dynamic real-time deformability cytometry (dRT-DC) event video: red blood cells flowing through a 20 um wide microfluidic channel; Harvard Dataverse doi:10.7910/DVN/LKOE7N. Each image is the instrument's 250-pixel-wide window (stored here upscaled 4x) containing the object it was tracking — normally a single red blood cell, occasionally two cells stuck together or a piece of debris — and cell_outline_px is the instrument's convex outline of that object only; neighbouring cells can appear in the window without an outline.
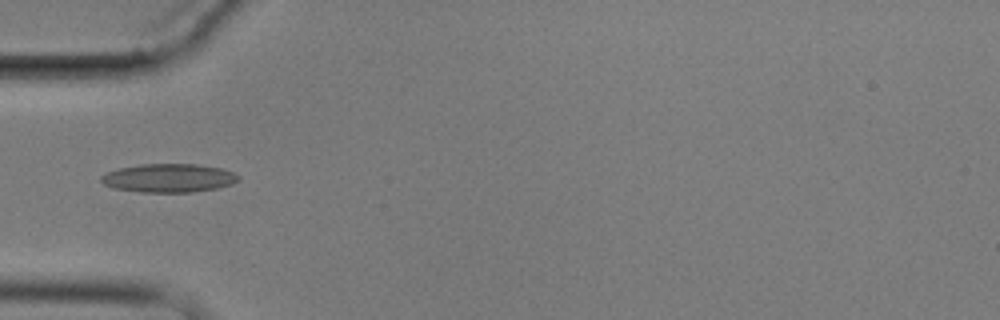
{"species": "common noctule bat (a hibernating species)", "species_latin": "Nyctalus noctula", "temperature_condition": "cold", "stored_images_in_passage": 15, "camera_frame_rate_fps": 3000, "um_per_image_px": 0.085, "animal": {"sex": "male", "body_mass_g": 17.9}, "frame": {"image": 1, "passage_image": 5, "time_ms": 5.667, "image_size_px": [1000, 320], "cell_outline_px": [[240, 180], [232, 184], [216, 188], [192, 192], [140, 192], [116, 188], [104, 184], [100, 180], [100, 176], [108, 172], [120, 168], [140, 164], [196, 164], [220, 168], [232, 172], [240, 176]], "centroid_in_image_um": [14.36, 15.13], "position_along_channel_um": 70.6, "area_um2": 22.72}}
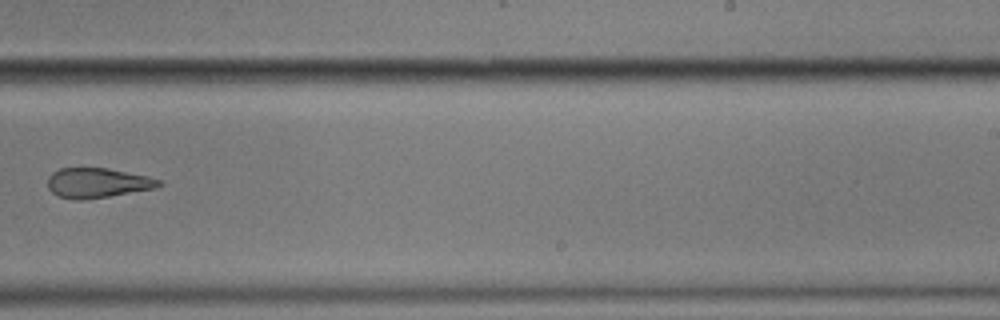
{"frame": {"image": 2, "passage_image": 10, "time_ms": 11.667, "image_size_px": [1000, 320], "cell_outline_px": [[164, 184], [156, 188], [84, 200], [72, 200], [60, 196], [52, 192], [48, 188], [48, 176], [52, 172], [60, 168], [108, 168], [148, 176], [160, 180]], "centroid_in_image_um": [8.28, 15.54], "position_along_channel_um": 280.7, "area_um2": 19.36}}
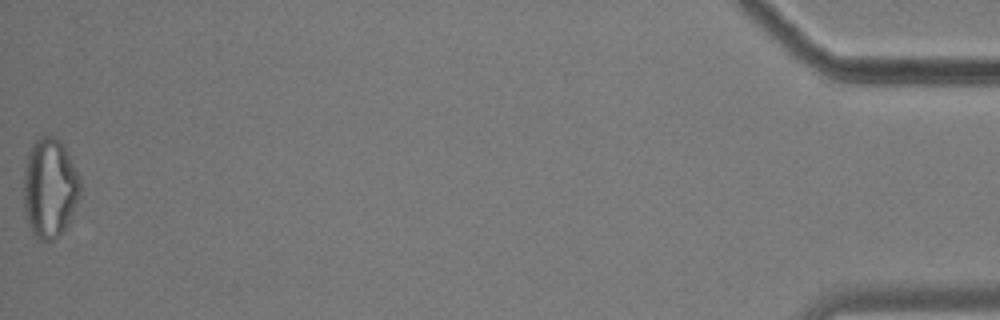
{"frame": {"image": 3, "passage_image": 15, "time_ms": 18.667, "image_size_px": [1000, 320], "cell_outline_px": [[80, 196], [64, 228], [52, 240], [40, 240], [32, 236], [24, 212], [24, 172], [28, 156], [32, 144], [40, 136], [52, 136], [60, 140], [80, 180]], "centroid_in_image_um": [4.19, 16.0], "position_along_channel_um": 431.0, "area_um2": 32.25}, "authors_computed_cell_mechanics": {"area_um2": 20.3456, "velocity_mm_per_s": 3.4977, "shape_relaxation_time_tau1_ms": null, "shape_relaxation_time_tau2_ms": 3.2043, "deformation_change_tau1": null, "deformation_change_tau2": 0.1018}}